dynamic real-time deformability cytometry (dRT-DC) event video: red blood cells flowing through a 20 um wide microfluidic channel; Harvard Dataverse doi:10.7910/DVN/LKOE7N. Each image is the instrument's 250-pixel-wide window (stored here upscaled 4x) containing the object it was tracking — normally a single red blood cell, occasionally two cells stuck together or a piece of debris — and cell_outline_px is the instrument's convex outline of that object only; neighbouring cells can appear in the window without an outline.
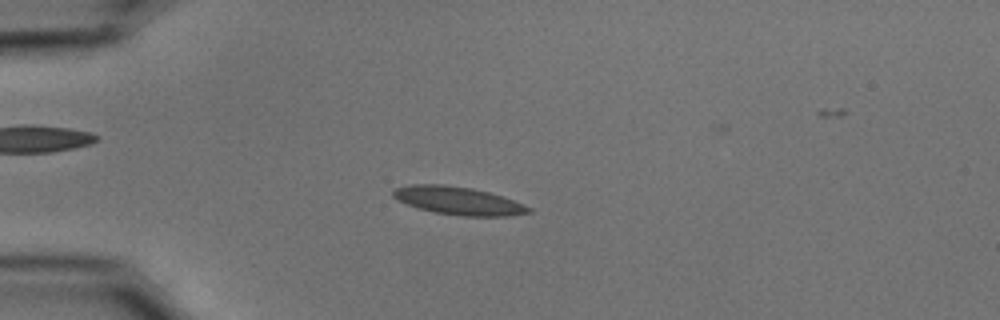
{"species": "common noctule bat (a hibernating species)", "species_latin": "Nyctalus noctula", "temperature_condition": "cold", "stored_images_in_passage": 54, "camera_frame_rate_fps": 3000, "um_per_image_px": 0.085, "animal": {"sex": "male", "body_mass_g": 15.6}, "frame": {"image": 1, "passage_image": 14, "time_ms": 4.333, "image_size_px": [1000, 320], "cell_outline_px": [[532, 212], [508, 216], [464, 216], [432, 212], [416, 208], [392, 196], [392, 192], [396, 188], [408, 184], [444, 184], [472, 188], [488, 192], [512, 200], [532, 208]], "centroid_in_image_um": [38.93, 17.06], "position_along_channel_um": 46.1, "area_um2": 22.02}}
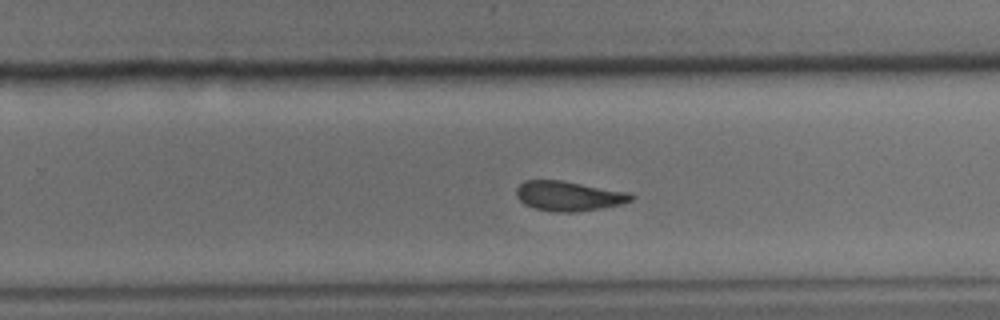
{"frame": {"image": 2, "passage_image": 35, "time_ms": 11.333, "image_size_px": [1000, 320], "cell_outline_px": [[636, 196], [632, 200], [620, 204], [600, 208], [576, 212], [552, 212], [536, 208], [524, 204], [516, 196], [516, 188], [524, 180], [564, 180], [628, 192]], "centroid_in_image_um": [48.33, 16.65], "position_along_channel_um": 281.5, "area_um2": 20.0}}
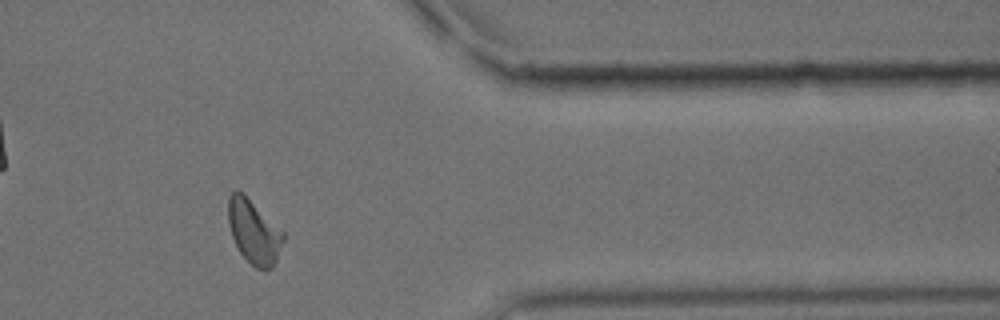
{"frame": {"image": 3, "passage_image": 45, "time_ms": 14.667, "image_size_px": [1000, 320], "cell_outline_px": [[284, 240], [276, 260], [268, 268], [256, 268], [240, 252], [232, 236], [228, 224], [228, 196], [236, 188], [244, 192], [284, 232]], "centroid_in_image_um": [21.55, 19.61], "position_along_channel_um": 389.8, "area_um2": 20.4}, "authors_computed_cell_mechanics": {"area_um2": 20.4901, "velocity_mm_per_s": 3.6804, "shape_relaxation_time_tau1_ms": 6.2093, "shape_relaxation_time_tau2_ms": 2.5999, "deformation_change_tau1": 0.1646, "deformation_change_tau2": 0.0788}}